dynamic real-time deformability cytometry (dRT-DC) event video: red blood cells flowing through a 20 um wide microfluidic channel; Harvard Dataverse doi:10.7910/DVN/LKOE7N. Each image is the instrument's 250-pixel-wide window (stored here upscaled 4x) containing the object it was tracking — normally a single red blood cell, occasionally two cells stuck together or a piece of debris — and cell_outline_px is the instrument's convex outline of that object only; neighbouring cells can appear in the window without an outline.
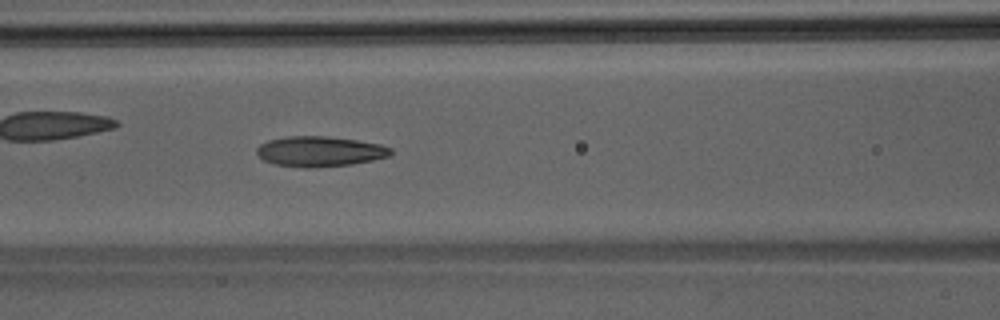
{"species": "Egyptian fruit bat (a non-hibernating species)", "species_latin": "Rousettus aegyptiacus", "temperature_condition": "room temperature", "stored_images_in_passage": 46, "camera_frame_rate_fps": 3000, "um_per_image_px": 0.085, "animal": {"sex": "male"}, "frame": {"image": 1, "passage_image": 20, "time_ms": 6.333, "image_size_px": [1000, 320], "cell_outline_px": [[392, 152], [388, 156], [372, 160], [352, 164], [312, 168], [304, 168], [276, 164], [264, 160], [256, 152], [256, 148], [260, 144], [268, 140], [288, 136], [328, 136], [356, 140], [380, 144], [392, 148]], "centroid_in_image_um": [27.17, 12.87], "position_along_channel_um": 139.4, "area_um2": 23.58}}
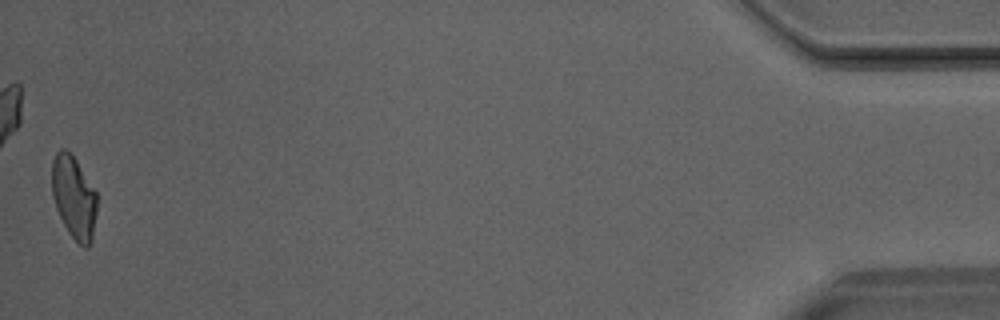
{"frame": {"image": 2, "passage_image": 46, "time_ms": 15.0, "image_size_px": [1000, 320], "cell_outline_px": [[96, 212], [92, 240], [88, 248], [84, 248], [68, 232], [56, 208], [52, 196], [52, 160], [56, 152], [60, 148], [64, 148], [76, 160], [96, 192]], "centroid_in_image_um": [6.27, 16.77], "position_along_channel_um": 428.9, "area_um2": 21.5}}